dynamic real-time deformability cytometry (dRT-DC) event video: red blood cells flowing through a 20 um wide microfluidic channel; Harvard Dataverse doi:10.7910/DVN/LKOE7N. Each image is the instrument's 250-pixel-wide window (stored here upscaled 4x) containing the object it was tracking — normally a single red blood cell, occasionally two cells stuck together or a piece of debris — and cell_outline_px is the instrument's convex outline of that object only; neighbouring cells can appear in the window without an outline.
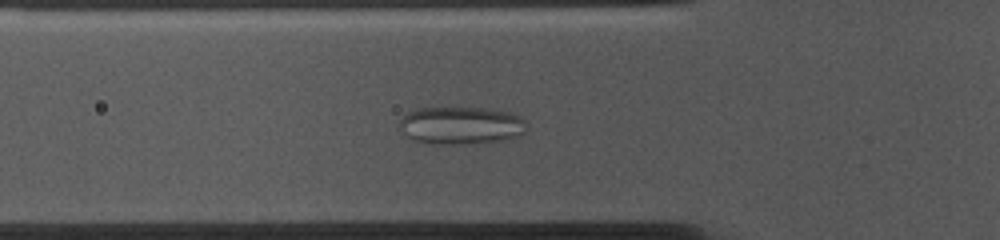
{"species": "common noctule bat (a hibernating species)", "species_latin": "Nyctalus noctula", "temperature_condition": "cold", "stored_images_in_passage": 54, "camera_frame_rate_fps": 3000, "um_per_image_px": 0.085, "animal": {"sex": "female", "body_mass_g": 10.0, "forearm_length_mm": 53.1}, "frame": {"image": 1, "passage_image": 17, "time_ms": 5.333, "image_size_px": [1000, 240], "cell_outline_px": [[524, 132], [520, 136], [504, 140], [456, 144], [428, 144], [416, 140], [408, 136], [400, 128], [400, 120], [408, 112], [420, 108], [484, 108], [508, 112], [520, 116], [524, 120]], "centroid_in_image_um": [39.19, 10.66], "position_along_channel_um": 86.6, "area_um2": 27.57}}
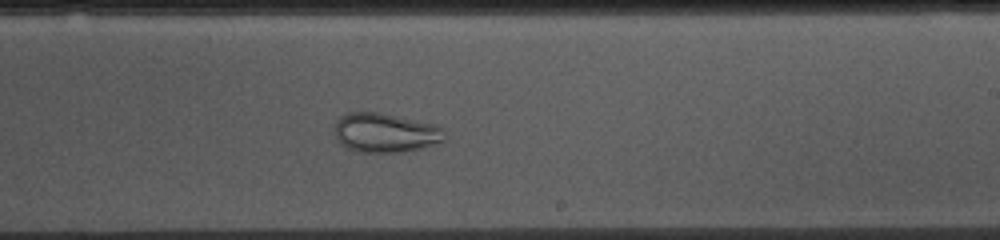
{"frame": {"image": 2, "passage_image": 31, "time_ms": 10.0, "image_size_px": [1000, 240], "cell_outline_px": [[444, 140], [420, 148], [404, 152], [356, 152], [344, 148], [336, 140], [336, 120], [340, 116], [348, 112], [376, 112], [436, 124], [444, 128]], "centroid_in_image_um": [32.71, 11.29], "position_along_channel_um": 256.3, "area_um2": 25.26}}
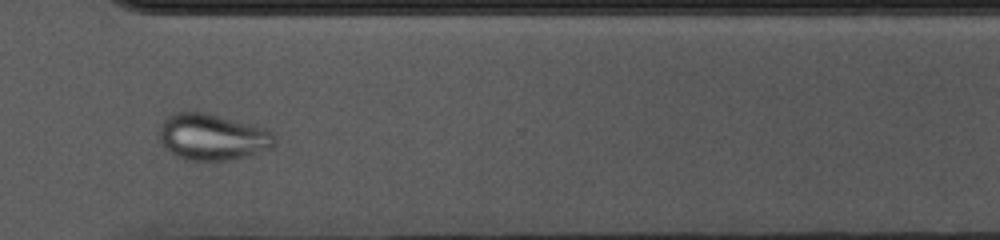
{"frame": {"image": 3, "passage_image": 39, "time_ms": 12.667, "image_size_px": [1000, 240], "cell_outline_px": [[276, 140], [272, 148], [244, 156], [228, 160], [188, 160], [176, 156], [160, 144], [160, 124], [172, 112], [204, 112], [268, 128], [272, 132]], "centroid_in_image_um": [18.05, 11.63], "position_along_channel_um": 352.6, "area_um2": 31.15}}